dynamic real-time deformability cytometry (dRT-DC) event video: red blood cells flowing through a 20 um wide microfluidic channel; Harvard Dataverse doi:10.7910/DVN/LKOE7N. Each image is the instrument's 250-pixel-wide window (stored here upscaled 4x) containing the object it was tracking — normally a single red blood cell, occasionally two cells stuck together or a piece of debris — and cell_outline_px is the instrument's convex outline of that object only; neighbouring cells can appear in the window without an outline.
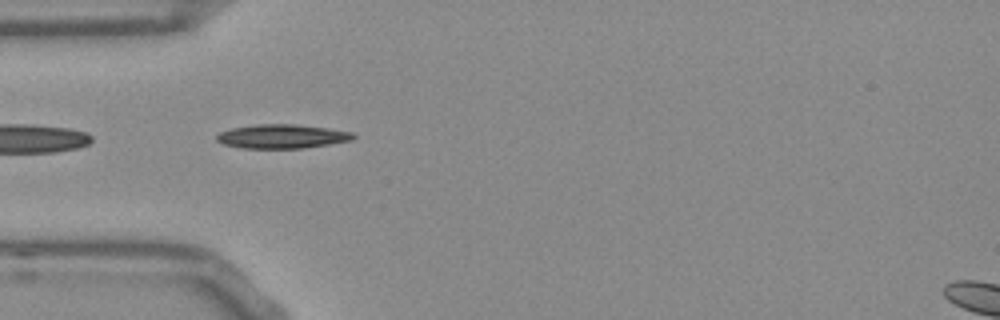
{"species": "Egyptian fruit bat (a non-hibernating species)", "species_latin": "Rousettus aegyptiacus", "temperature_condition": "room temperature", "stored_images_in_passage": 38, "camera_frame_rate_fps": 3000, "um_per_image_px": 0.085, "frame": {"image": 1, "passage_image": 1, "time_ms": 0.0, "image_size_px": [1000, 320], "cell_outline_px": [[356, 136], [352, 140], [304, 148], [244, 148], [224, 144], [216, 140], [216, 136], [220, 132], [232, 128], [260, 124], [292, 124], [328, 128], [352, 132]], "centroid_in_image_um": [23.98, 11.59], "position_along_channel_um": 61.0, "area_um2": 18.9}}
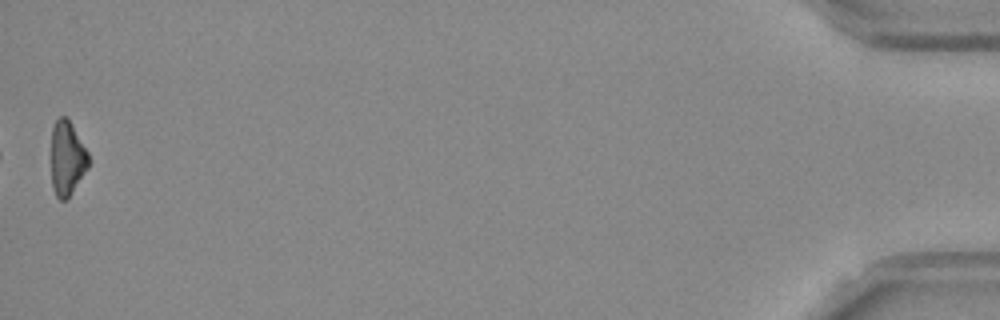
{"frame": {"image": 2, "passage_image": 38, "time_ms": 12.333, "image_size_px": [1000, 320], "cell_outline_px": [[88, 168], [68, 196], [64, 200], [60, 200], [56, 196], [52, 188], [52, 128], [56, 120], [60, 116], [64, 116], [68, 120], [88, 152]], "centroid_in_image_um": [5.68, 13.46], "position_along_channel_um": 429.5, "area_um2": 15.66}, "authors_computed_cell_mechanics": {"area_um2": 17.8024, "velocity_mm_per_s": 3.8186, "shape_relaxation_time_tau1_ms": 5.8001, "shape_relaxation_time_tau2_ms": 2.3909, "deformation_change_tau1": 0.1957, "deformation_change_tau2": 0.0932}}